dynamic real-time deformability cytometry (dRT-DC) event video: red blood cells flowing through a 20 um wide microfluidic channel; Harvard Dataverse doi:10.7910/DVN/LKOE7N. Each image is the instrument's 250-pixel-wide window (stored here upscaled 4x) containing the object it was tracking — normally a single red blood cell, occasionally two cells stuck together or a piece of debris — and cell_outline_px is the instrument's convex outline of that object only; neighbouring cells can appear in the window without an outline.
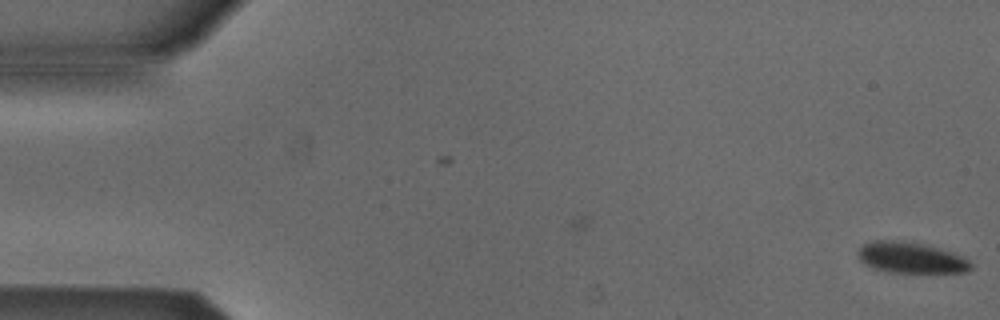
{"species": "Egyptian fruit bat (a non-hibernating species)", "species_latin": "Rousettus aegyptiacus", "temperature_condition": "cold", "stored_images_in_passage": 4, "camera_frame_rate_fps": 3000, "um_per_image_px": 0.085, "animal": {"sex": "male"}, "frame": {"image": 1, "passage_image": 4, "time_ms": 1.0, "image_size_px": [1000, 320], "cell_outline_px": [[972, 268], [964, 272], [888, 272], [864, 264], [856, 256], [856, 252], [860, 244], [872, 240], [900, 240], [940, 248], [952, 252], [968, 260], [972, 264]], "centroid_in_image_um": [77.35, 21.89], "position_along_channel_um": 7.7, "area_um2": 20.4}}